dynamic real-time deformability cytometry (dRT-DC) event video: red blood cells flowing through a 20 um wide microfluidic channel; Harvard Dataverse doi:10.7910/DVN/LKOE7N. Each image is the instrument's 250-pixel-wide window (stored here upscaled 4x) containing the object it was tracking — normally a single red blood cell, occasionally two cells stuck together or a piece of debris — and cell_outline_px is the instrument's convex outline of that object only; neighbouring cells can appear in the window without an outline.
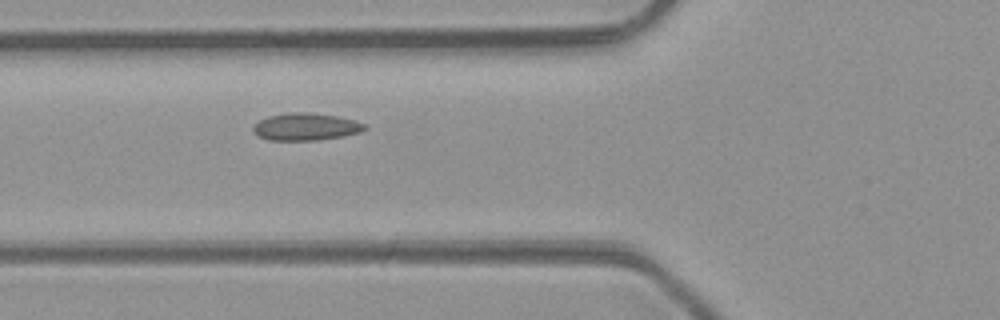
{"species": "common noctule bat (a hibernating species)", "species_latin": "Nyctalus noctula", "temperature_condition": "room temperature", "stored_images_in_passage": 4, "camera_frame_rate_fps": 3000, "um_per_image_px": 0.085, "animal": {"sex": "male", "body_mass_g": 23.1, "forearm_length_mm": 52.7}, "frame": {"image": 1, "passage_image": 4, "time_ms": 3.333, "image_size_px": [1000, 320], "cell_outline_px": [[368, 128], [360, 132], [344, 136], [320, 140], [268, 140], [260, 136], [252, 128], [260, 120], [268, 116], [292, 112], [308, 112], [336, 116], [356, 120], [368, 124]], "centroid_in_image_um": [26.07, 10.77], "position_along_channel_um": 99.7, "area_um2": 17.74}}